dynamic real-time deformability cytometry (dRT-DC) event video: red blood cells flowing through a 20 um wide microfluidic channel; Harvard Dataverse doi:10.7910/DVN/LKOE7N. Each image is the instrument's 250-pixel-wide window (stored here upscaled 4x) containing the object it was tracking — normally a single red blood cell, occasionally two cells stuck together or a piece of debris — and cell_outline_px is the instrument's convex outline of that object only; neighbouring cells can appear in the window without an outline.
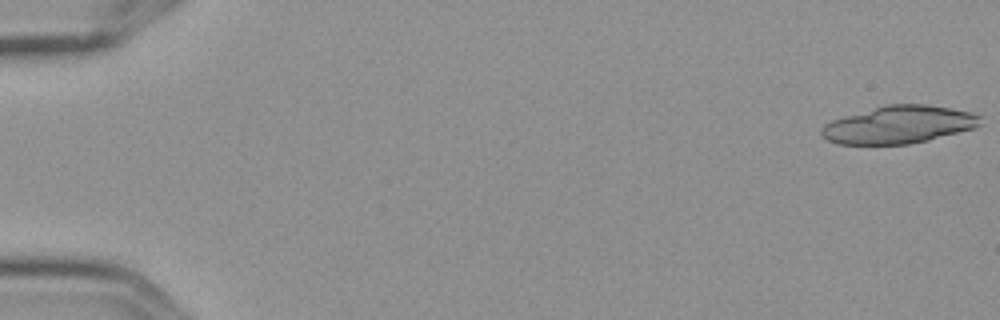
{"species": "Egyptian fruit bat (a non-hibernating species)", "species_latin": "Rousettus aegyptiacus", "temperature_condition": "cold", "stored_images_in_passage": 4, "camera_frame_rate_fps": 3000, "um_per_image_px": 0.085, "frame": {"image": 1, "passage_image": 1, "time_ms": 0.0, "image_size_px": [1000, 320], "cell_outline_px": [[980, 124], [976, 128], [928, 140], [908, 144], [840, 144], [828, 140], [820, 132], [820, 128], [824, 124], [832, 120], [844, 116], [888, 104], [924, 104], [948, 108], [968, 112], [980, 116]], "centroid_in_image_um": [76.38, 10.6], "position_along_channel_um": 8.6, "area_um2": 34.45}}